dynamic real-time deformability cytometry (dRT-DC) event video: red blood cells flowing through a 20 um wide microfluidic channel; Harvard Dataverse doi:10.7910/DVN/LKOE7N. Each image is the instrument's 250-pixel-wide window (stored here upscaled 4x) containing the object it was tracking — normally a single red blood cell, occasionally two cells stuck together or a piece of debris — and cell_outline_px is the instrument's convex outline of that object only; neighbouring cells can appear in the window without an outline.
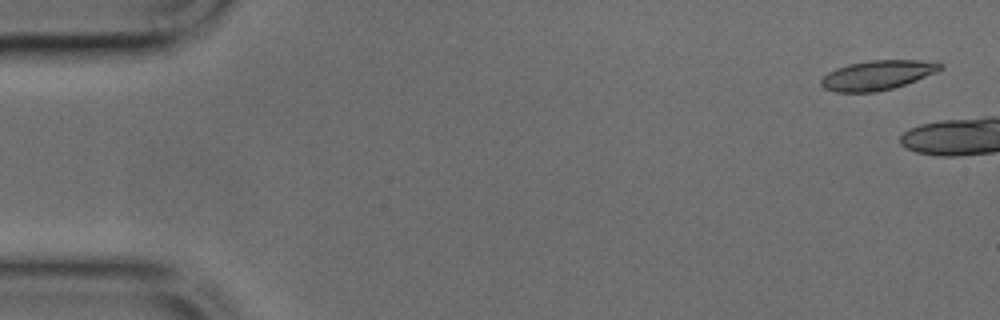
{"species": "common noctule bat (a hibernating species)", "species_latin": "Nyctalus noctula", "temperature_condition": "cold", "stored_images_in_passage": 6, "camera_frame_rate_fps": 3000, "um_per_image_px": 0.085, "animal": {"sex": "male", "body_mass_g": 17.9, "forearm_length_mm": 54.2}, "frame": {"image": 1, "passage_image": 2, "time_ms": 0.333, "image_size_px": [1000, 320], "cell_outline_px": [[944, 68], [936, 72], [916, 80], [892, 88], [876, 92], [836, 92], [824, 88], [820, 84], [820, 80], [828, 72], [836, 68], [848, 64], [868, 60], [936, 60], [944, 64]], "centroid_in_image_um": [74.61, 6.37], "position_along_channel_um": 10.4, "area_um2": 20.69}}